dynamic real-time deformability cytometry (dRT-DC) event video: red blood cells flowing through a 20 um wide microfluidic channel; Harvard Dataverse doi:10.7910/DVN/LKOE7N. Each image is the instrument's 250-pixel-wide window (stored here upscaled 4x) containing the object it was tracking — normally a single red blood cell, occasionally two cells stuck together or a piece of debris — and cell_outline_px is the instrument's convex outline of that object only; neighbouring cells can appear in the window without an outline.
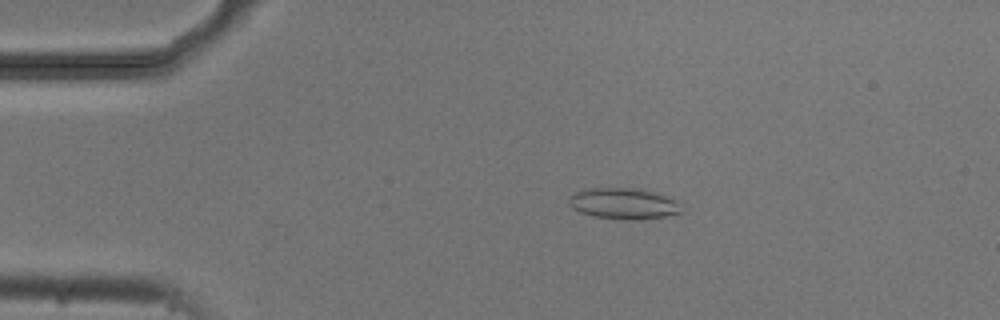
{"species": "common noctule bat (a hibernating species)", "species_latin": "Nyctalus noctula", "temperature_condition": "cold", "stored_images_in_passage": 5, "camera_frame_rate_fps": 3000, "um_per_image_px": 0.085, "animal": {"sex": "male", "body_mass_g": 20.5, "forearm_length_mm": 52.5}, "frame": {"image": 1, "passage_image": 3, "time_ms": 0.667, "image_size_px": [1000, 320], "cell_outline_px": [[684, 212], [664, 216], [596, 216], [580, 212], [572, 208], [568, 204], [568, 196], [576, 192], [588, 188], [628, 188], [652, 192], [684, 200]], "centroid_in_image_um": [53.06, 17.24], "position_along_channel_um": 31.9, "area_um2": 19.59}}